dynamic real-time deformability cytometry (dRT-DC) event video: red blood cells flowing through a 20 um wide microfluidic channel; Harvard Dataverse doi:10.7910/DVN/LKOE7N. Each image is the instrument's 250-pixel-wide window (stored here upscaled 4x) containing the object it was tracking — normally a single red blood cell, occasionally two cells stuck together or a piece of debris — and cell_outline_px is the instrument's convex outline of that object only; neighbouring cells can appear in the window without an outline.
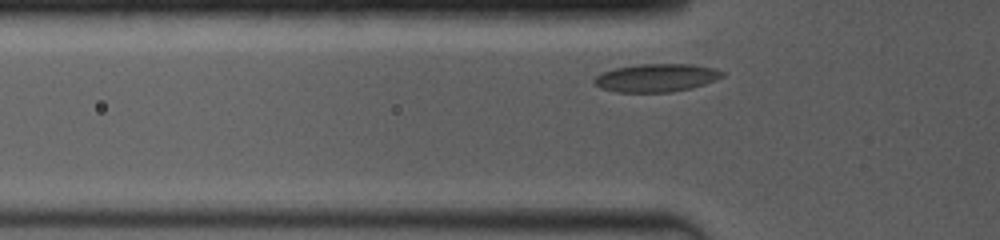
{"species": "common noctule bat (a hibernating species)", "species_latin": "Nyctalus noctula", "temperature_condition": "room temperature", "stored_images_in_passage": 36, "camera_frame_rate_fps": 4000, "um_per_image_px": 0.085, "animal": {"sex": "female", "body_mass_g": 19.0, "forearm_length_mm": 53.3}, "frame": {"image": 1, "passage_image": 2, "time_ms": 0.25, "image_size_px": [1000, 240], "cell_outline_px": [[724, 76], [716, 80], [692, 88], [672, 92], [616, 92], [600, 88], [592, 80], [600, 72], [612, 68], [636, 64], [692, 64], [716, 68], [724, 72]], "centroid_in_image_um": [55.78, 6.6], "position_along_channel_um": 70.0, "area_um2": 21.27}}
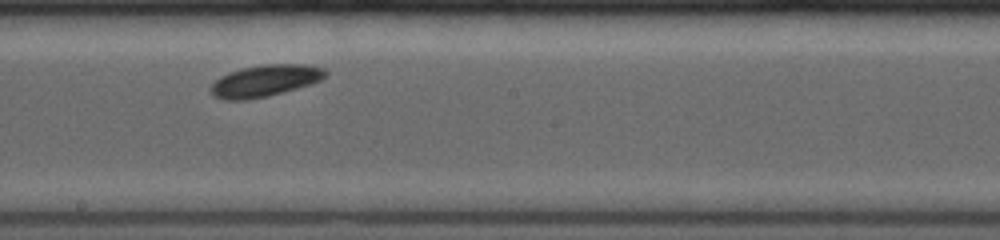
{"frame": {"image": 2, "passage_image": 16, "time_ms": 4.25, "image_size_px": [1000, 240], "cell_outline_px": [[328, 72], [320, 80], [296, 88], [268, 96], [244, 100], [224, 100], [212, 96], [208, 88], [220, 76], [228, 72], [240, 68], [264, 64], [304, 64], [324, 68]], "centroid_in_image_um": [22.45, 6.86], "position_along_channel_um": 225.7, "area_um2": 21.21}}
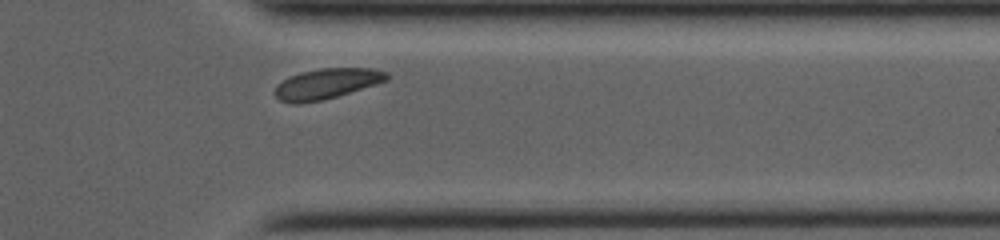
{"frame": {"image": 3, "passage_image": 31, "time_ms": 8.25, "image_size_px": [1000, 240], "cell_outline_px": [[388, 80], [376, 84], [336, 96], [320, 100], [300, 104], [296, 104], [280, 100], [272, 92], [276, 84], [288, 76], [300, 72], [320, 68], [372, 68], [388, 72]], "centroid_in_image_um": [27.71, 7.1], "position_along_channel_um": 383.7, "area_um2": 19.88}, "authors_computed_cell_mechanics": {"area_um2": 20.2878, "velocity_mm_per_s": 3.9137, "shape_relaxation_time_tau1_ms": 1.7296, "shape_relaxation_time_tau2_ms": null, "deformation_change_tau1": 0.0824, "deformation_change_tau2": null}}